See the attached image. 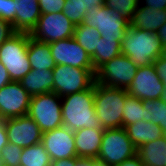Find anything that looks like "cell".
Listing matches in <instances>:
<instances>
[{
    "label": "cell",
    "mask_w": 166,
    "mask_h": 166,
    "mask_svg": "<svg viewBox=\"0 0 166 166\" xmlns=\"http://www.w3.org/2000/svg\"><path fill=\"white\" fill-rule=\"evenodd\" d=\"M22 147L8 142L1 150V161L3 166H20Z\"/></svg>",
    "instance_id": "cell-30"
},
{
    "label": "cell",
    "mask_w": 166,
    "mask_h": 166,
    "mask_svg": "<svg viewBox=\"0 0 166 166\" xmlns=\"http://www.w3.org/2000/svg\"><path fill=\"white\" fill-rule=\"evenodd\" d=\"M27 115L37 123L42 133L63 126L61 97L54 92L33 96Z\"/></svg>",
    "instance_id": "cell-5"
},
{
    "label": "cell",
    "mask_w": 166,
    "mask_h": 166,
    "mask_svg": "<svg viewBox=\"0 0 166 166\" xmlns=\"http://www.w3.org/2000/svg\"><path fill=\"white\" fill-rule=\"evenodd\" d=\"M146 112L143 101L128 94L123 107V128L141 120L146 121Z\"/></svg>",
    "instance_id": "cell-26"
},
{
    "label": "cell",
    "mask_w": 166,
    "mask_h": 166,
    "mask_svg": "<svg viewBox=\"0 0 166 166\" xmlns=\"http://www.w3.org/2000/svg\"><path fill=\"white\" fill-rule=\"evenodd\" d=\"M49 46L56 65L94 69L91 57L73 37L49 43Z\"/></svg>",
    "instance_id": "cell-13"
},
{
    "label": "cell",
    "mask_w": 166,
    "mask_h": 166,
    "mask_svg": "<svg viewBox=\"0 0 166 166\" xmlns=\"http://www.w3.org/2000/svg\"><path fill=\"white\" fill-rule=\"evenodd\" d=\"M27 56L32 70H53L56 66L52 58L49 43H44L30 37L28 40Z\"/></svg>",
    "instance_id": "cell-19"
},
{
    "label": "cell",
    "mask_w": 166,
    "mask_h": 166,
    "mask_svg": "<svg viewBox=\"0 0 166 166\" xmlns=\"http://www.w3.org/2000/svg\"><path fill=\"white\" fill-rule=\"evenodd\" d=\"M160 57H162V58H166V44L163 45V48H162V52H161Z\"/></svg>",
    "instance_id": "cell-43"
},
{
    "label": "cell",
    "mask_w": 166,
    "mask_h": 166,
    "mask_svg": "<svg viewBox=\"0 0 166 166\" xmlns=\"http://www.w3.org/2000/svg\"><path fill=\"white\" fill-rule=\"evenodd\" d=\"M138 6H147L152 9L166 10V0H139Z\"/></svg>",
    "instance_id": "cell-35"
},
{
    "label": "cell",
    "mask_w": 166,
    "mask_h": 166,
    "mask_svg": "<svg viewBox=\"0 0 166 166\" xmlns=\"http://www.w3.org/2000/svg\"><path fill=\"white\" fill-rule=\"evenodd\" d=\"M137 154L125 128L104 129L98 159L117 166Z\"/></svg>",
    "instance_id": "cell-7"
},
{
    "label": "cell",
    "mask_w": 166,
    "mask_h": 166,
    "mask_svg": "<svg viewBox=\"0 0 166 166\" xmlns=\"http://www.w3.org/2000/svg\"><path fill=\"white\" fill-rule=\"evenodd\" d=\"M16 34L13 24L0 18V46Z\"/></svg>",
    "instance_id": "cell-33"
},
{
    "label": "cell",
    "mask_w": 166,
    "mask_h": 166,
    "mask_svg": "<svg viewBox=\"0 0 166 166\" xmlns=\"http://www.w3.org/2000/svg\"><path fill=\"white\" fill-rule=\"evenodd\" d=\"M0 166H3L2 161H1V157H0Z\"/></svg>",
    "instance_id": "cell-47"
},
{
    "label": "cell",
    "mask_w": 166,
    "mask_h": 166,
    "mask_svg": "<svg viewBox=\"0 0 166 166\" xmlns=\"http://www.w3.org/2000/svg\"><path fill=\"white\" fill-rule=\"evenodd\" d=\"M29 34L16 33L0 46V62L5 66L11 81H20L31 71L27 56Z\"/></svg>",
    "instance_id": "cell-4"
},
{
    "label": "cell",
    "mask_w": 166,
    "mask_h": 166,
    "mask_svg": "<svg viewBox=\"0 0 166 166\" xmlns=\"http://www.w3.org/2000/svg\"><path fill=\"white\" fill-rule=\"evenodd\" d=\"M75 166H111V165L103 162L102 160H99L98 158H93V159L79 158L76 161Z\"/></svg>",
    "instance_id": "cell-36"
},
{
    "label": "cell",
    "mask_w": 166,
    "mask_h": 166,
    "mask_svg": "<svg viewBox=\"0 0 166 166\" xmlns=\"http://www.w3.org/2000/svg\"><path fill=\"white\" fill-rule=\"evenodd\" d=\"M117 166H145V165L142 163L139 155L136 154L133 157L126 159L124 162H122Z\"/></svg>",
    "instance_id": "cell-40"
},
{
    "label": "cell",
    "mask_w": 166,
    "mask_h": 166,
    "mask_svg": "<svg viewBox=\"0 0 166 166\" xmlns=\"http://www.w3.org/2000/svg\"><path fill=\"white\" fill-rule=\"evenodd\" d=\"M100 37V32L96 28L86 26L84 23L75 26L73 38L90 57L95 53Z\"/></svg>",
    "instance_id": "cell-24"
},
{
    "label": "cell",
    "mask_w": 166,
    "mask_h": 166,
    "mask_svg": "<svg viewBox=\"0 0 166 166\" xmlns=\"http://www.w3.org/2000/svg\"><path fill=\"white\" fill-rule=\"evenodd\" d=\"M42 143L51 161L77 157L74 131L65 126L43 133Z\"/></svg>",
    "instance_id": "cell-15"
},
{
    "label": "cell",
    "mask_w": 166,
    "mask_h": 166,
    "mask_svg": "<svg viewBox=\"0 0 166 166\" xmlns=\"http://www.w3.org/2000/svg\"><path fill=\"white\" fill-rule=\"evenodd\" d=\"M153 65L156 68L159 78L164 84V88H166V58H157Z\"/></svg>",
    "instance_id": "cell-34"
},
{
    "label": "cell",
    "mask_w": 166,
    "mask_h": 166,
    "mask_svg": "<svg viewBox=\"0 0 166 166\" xmlns=\"http://www.w3.org/2000/svg\"><path fill=\"white\" fill-rule=\"evenodd\" d=\"M157 36L161 40V44H166V22L157 30Z\"/></svg>",
    "instance_id": "cell-42"
},
{
    "label": "cell",
    "mask_w": 166,
    "mask_h": 166,
    "mask_svg": "<svg viewBox=\"0 0 166 166\" xmlns=\"http://www.w3.org/2000/svg\"><path fill=\"white\" fill-rule=\"evenodd\" d=\"M163 90L164 84L159 78L155 66L150 64L137 68L127 92L130 96L144 101L161 98Z\"/></svg>",
    "instance_id": "cell-11"
},
{
    "label": "cell",
    "mask_w": 166,
    "mask_h": 166,
    "mask_svg": "<svg viewBox=\"0 0 166 166\" xmlns=\"http://www.w3.org/2000/svg\"><path fill=\"white\" fill-rule=\"evenodd\" d=\"M8 142H9V140H8L7 133H6L5 124L3 123L0 126V154H1V150L3 149V147L5 145H7Z\"/></svg>",
    "instance_id": "cell-41"
},
{
    "label": "cell",
    "mask_w": 166,
    "mask_h": 166,
    "mask_svg": "<svg viewBox=\"0 0 166 166\" xmlns=\"http://www.w3.org/2000/svg\"><path fill=\"white\" fill-rule=\"evenodd\" d=\"M142 163L145 166H165L166 164V139L164 136L154 141L145 143L137 149Z\"/></svg>",
    "instance_id": "cell-22"
},
{
    "label": "cell",
    "mask_w": 166,
    "mask_h": 166,
    "mask_svg": "<svg viewBox=\"0 0 166 166\" xmlns=\"http://www.w3.org/2000/svg\"><path fill=\"white\" fill-rule=\"evenodd\" d=\"M137 68L131 58L121 53L96 70L95 81L108 87L127 90L136 75Z\"/></svg>",
    "instance_id": "cell-9"
},
{
    "label": "cell",
    "mask_w": 166,
    "mask_h": 166,
    "mask_svg": "<svg viewBox=\"0 0 166 166\" xmlns=\"http://www.w3.org/2000/svg\"><path fill=\"white\" fill-rule=\"evenodd\" d=\"M19 83L32 97L53 92V71L32 70L26 74Z\"/></svg>",
    "instance_id": "cell-18"
},
{
    "label": "cell",
    "mask_w": 166,
    "mask_h": 166,
    "mask_svg": "<svg viewBox=\"0 0 166 166\" xmlns=\"http://www.w3.org/2000/svg\"><path fill=\"white\" fill-rule=\"evenodd\" d=\"M83 23L96 28L104 39L122 40L130 22L117 11L104 6L93 7L85 13Z\"/></svg>",
    "instance_id": "cell-8"
},
{
    "label": "cell",
    "mask_w": 166,
    "mask_h": 166,
    "mask_svg": "<svg viewBox=\"0 0 166 166\" xmlns=\"http://www.w3.org/2000/svg\"><path fill=\"white\" fill-rule=\"evenodd\" d=\"M51 158L42 142L23 149L20 166H51Z\"/></svg>",
    "instance_id": "cell-25"
},
{
    "label": "cell",
    "mask_w": 166,
    "mask_h": 166,
    "mask_svg": "<svg viewBox=\"0 0 166 166\" xmlns=\"http://www.w3.org/2000/svg\"><path fill=\"white\" fill-rule=\"evenodd\" d=\"M161 98L166 101V88H164Z\"/></svg>",
    "instance_id": "cell-44"
},
{
    "label": "cell",
    "mask_w": 166,
    "mask_h": 166,
    "mask_svg": "<svg viewBox=\"0 0 166 166\" xmlns=\"http://www.w3.org/2000/svg\"><path fill=\"white\" fill-rule=\"evenodd\" d=\"M41 14L59 13L63 10L65 0H39Z\"/></svg>",
    "instance_id": "cell-32"
},
{
    "label": "cell",
    "mask_w": 166,
    "mask_h": 166,
    "mask_svg": "<svg viewBox=\"0 0 166 166\" xmlns=\"http://www.w3.org/2000/svg\"><path fill=\"white\" fill-rule=\"evenodd\" d=\"M16 33L31 34L41 16L38 0H14Z\"/></svg>",
    "instance_id": "cell-17"
},
{
    "label": "cell",
    "mask_w": 166,
    "mask_h": 166,
    "mask_svg": "<svg viewBox=\"0 0 166 166\" xmlns=\"http://www.w3.org/2000/svg\"><path fill=\"white\" fill-rule=\"evenodd\" d=\"M63 14L71 20L74 26L83 23L86 11L82 9L80 0H65Z\"/></svg>",
    "instance_id": "cell-29"
},
{
    "label": "cell",
    "mask_w": 166,
    "mask_h": 166,
    "mask_svg": "<svg viewBox=\"0 0 166 166\" xmlns=\"http://www.w3.org/2000/svg\"><path fill=\"white\" fill-rule=\"evenodd\" d=\"M82 3V9L88 12L93 7L104 6L105 0H80Z\"/></svg>",
    "instance_id": "cell-37"
},
{
    "label": "cell",
    "mask_w": 166,
    "mask_h": 166,
    "mask_svg": "<svg viewBox=\"0 0 166 166\" xmlns=\"http://www.w3.org/2000/svg\"><path fill=\"white\" fill-rule=\"evenodd\" d=\"M0 18L11 22L15 29V3H14V0H0Z\"/></svg>",
    "instance_id": "cell-31"
},
{
    "label": "cell",
    "mask_w": 166,
    "mask_h": 166,
    "mask_svg": "<svg viewBox=\"0 0 166 166\" xmlns=\"http://www.w3.org/2000/svg\"><path fill=\"white\" fill-rule=\"evenodd\" d=\"M128 95L126 89L108 87L94 82V108L104 129L123 127V107Z\"/></svg>",
    "instance_id": "cell-3"
},
{
    "label": "cell",
    "mask_w": 166,
    "mask_h": 166,
    "mask_svg": "<svg viewBox=\"0 0 166 166\" xmlns=\"http://www.w3.org/2000/svg\"><path fill=\"white\" fill-rule=\"evenodd\" d=\"M78 159V157H74L69 159L54 160L51 162V166H75Z\"/></svg>",
    "instance_id": "cell-39"
},
{
    "label": "cell",
    "mask_w": 166,
    "mask_h": 166,
    "mask_svg": "<svg viewBox=\"0 0 166 166\" xmlns=\"http://www.w3.org/2000/svg\"><path fill=\"white\" fill-rule=\"evenodd\" d=\"M31 98L19 81H11L0 89V115L5 120L27 115Z\"/></svg>",
    "instance_id": "cell-12"
},
{
    "label": "cell",
    "mask_w": 166,
    "mask_h": 166,
    "mask_svg": "<svg viewBox=\"0 0 166 166\" xmlns=\"http://www.w3.org/2000/svg\"><path fill=\"white\" fill-rule=\"evenodd\" d=\"M163 133H164V137L166 139V129L163 131Z\"/></svg>",
    "instance_id": "cell-46"
},
{
    "label": "cell",
    "mask_w": 166,
    "mask_h": 166,
    "mask_svg": "<svg viewBox=\"0 0 166 166\" xmlns=\"http://www.w3.org/2000/svg\"><path fill=\"white\" fill-rule=\"evenodd\" d=\"M125 130L131 140V143L136 149L145 143L154 141L164 136L163 130L159 125L153 124L149 121L146 122L144 120L127 125Z\"/></svg>",
    "instance_id": "cell-20"
},
{
    "label": "cell",
    "mask_w": 166,
    "mask_h": 166,
    "mask_svg": "<svg viewBox=\"0 0 166 166\" xmlns=\"http://www.w3.org/2000/svg\"><path fill=\"white\" fill-rule=\"evenodd\" d=\"M166 22V10L152 9L147 6H138L130 25L134 28L157 32Z\"/></svg>",
    "instance_id": "cell-21"
},
{
    "label": "cell",
    "mask_w": 166,
    "mask_h": 166,
    "mask_svg": "<svg viewBox=\"0 0 166 166\" xmlns=\"http://www.w3.org/2000/svg\"><path fill=\"white\" fill-rule=\"evenodd\" d=\"M5 119L0 115V126L4 123Z\"/></svg>",
    "instance_id": "cell-45"
},
{
    "label": "cell",
    "mask_w": 166,
    "mask_h": 166,
    "mask_svg": "<svg viewBox=\"0 0 166 166\" xmlns=\"http://www.w3.org/2000/svg\"><path fill=\"white\" fill-rule=\"evenodd\" d=\"M143 107L147 110L146 122L159 125L162 130L166 129V101L162 98L156 100H144Z\"/></svg>",
    "instance_id": "cell-27"
},
{
    "label": "cell",
    "mask_w": 166,
    "mask_h": 166,
    "mask_svg": "<svg viewBox=\"0 0 166 166\" xmlns=\"http://www.w3.org/2000/svg\"><path fill=\"white\" fill-rule=\"evenodd\" d=\"M74 29V24L62 11L59 13L41 14L30 37L44 43H52L73 37Z\"/></svg>",
    "instance_id": "cell-10"
},
{
    "label": "cell",
    "mask_w": 166,
    "mask_h": 166,
    "mask_svg": "<svg viewBox=\"0 0 166 166\" xmlns=\"http://www.w3.org/2000/svg\"><path fill=\"white\" fill-rule=\"evenodd\" d=\"M53 71V92L59 97L90 89L95 82L94 69L56 65Z\"/></svg>",
    "instance_id": "cell-6"
},
{
    "label": "cell",
    "mask_w": 166,
    "mask_h": 166,
    "mask_svg": "<svg viewBox=\"0 0 166 166\" xmlns=\"http://www.w3.org/2000/svg\"><path fill=\"white\" fill-rule=\"evenodd\" d=\"M122 40L99 38L95 53L91 56L94 70L121 54Z\"/></svg>",
    "instance_id": "cell-23"
},
{
    "label": "cell",
    "mask_w": 166,
    "mask_h": 166,
    "mask_svg": "<svg viewBox=\"0 0 166 166\" xmlns=\"http://www.w3.org/2000/svg\"><path fill=\"white\" fill-rule=\"evenodd\" d=\"M121 53L131 58L138 67L153 64L160 57L163 45L156 32L134 28L126 29Z\"/></svg>",
    "instance_id": "cell-2"
},
{
    "label": "cell",
    "mask_w": 166,
    "mask_h": 166,
    "mask_svg": "<svg viewBox=\"0 0 166 166\" xmlns=\"http://www.w3.org/2000/svg\"><path fill=\"white\" fill-rule=\"evenodd\" d=\"M63 126L72 131L101 129L94 108V85L87 90L61 98Z\"/></svg>",
    "instance_id": "cell-1"
},
{
    "label": "cell",
    "mask_w": 166,
    "mask_h": 166,
    "mask_svg": "<svg viewBox=\"0 0 166 166\" xmlns=\"http://www.w3.org/2000/svg\"><path fill=\"white\" fill-rule=\"evenodd\" d=\"M9 142L22 148L42 142V131L28 115L4 121Z\"/></svg>",
    "instance_id": "cell-14"
},
{
    "label": "cell",
    "mask_w": 166,
    "mask_h": 166,
    "mask_svg": "<svg viewBox=\"0 0 166 166\" xmlns=\"http://www.w3.org/2000/svg\"><path fill=\"white\" fill-rule=\"evenodd\" d=\"M11 82L8 71L5 66L0 62V89Z\"/></svg>",
    "instance_id": "cell-38"
},
{
    "label": "cell",
    "mask_w": 166,
    "mask_h": 166,
    "mask_svg": "<svg viewBox=\"0 0 166 166\" xmlns=\"http://www.w3.org/2000/svg\"><path fill=\"white\" fill-rule=\"evenodd\" d=\"M104 5L117 11L122 17L131 22L139 5V0H105Z\"/></svg>",
    "instance_id": "cell-28"
},
{
    "label": "cell",
    "mask_w": 166,
    "mask_h": 166,
    "mask_svg": "<svg viewBox=\"0 0 166 166\" xmlns=\"http://www.w3.org/2000/svg\"><path fill=\"white\" fill-rule=\"evenodd\" d=\"M104 128H83L74 131V142L78 158H97L103 138Z\"/></svg>",
    "instance_id": "cell-16"
}]
</instances>
